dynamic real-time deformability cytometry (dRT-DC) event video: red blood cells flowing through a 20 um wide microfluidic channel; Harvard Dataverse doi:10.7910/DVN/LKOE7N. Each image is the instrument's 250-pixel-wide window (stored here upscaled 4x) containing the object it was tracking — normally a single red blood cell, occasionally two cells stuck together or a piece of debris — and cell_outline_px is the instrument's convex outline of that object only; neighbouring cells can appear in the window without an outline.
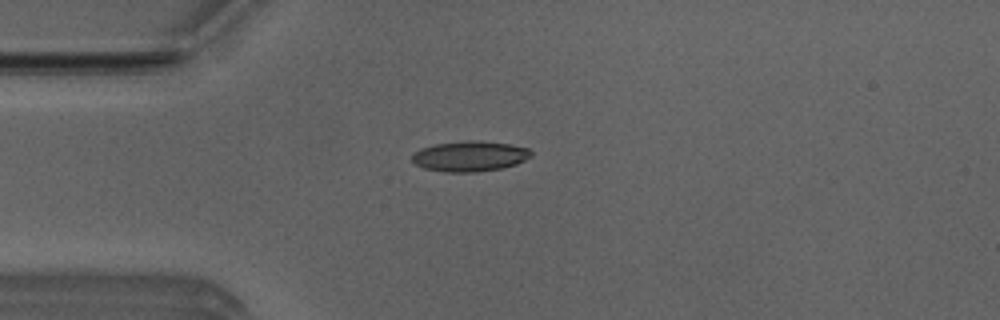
{"species": "Egyptian fruit bat (a non-hibernating species)", "species_latin": "Rousettus aegyptiacus", "temperature_condition": "room temperature", "stored_images_in_passage": 5, "camera_frame_rate_fps": 3000, "um_per_image_px": 0.085, "animal": {"sex": "male"}, "frame": {"image": 1, "passage_image": 5, "time_ms": 1.333, "image_size_px": [1000, 320], "cell_outline_px": [[532, 156], [516, 164], [504, 168], [476, 172], [444, 172], [424, 168], [416, 164], [412, 160], [412, 156], [420, 148], [436, 144], [468, 140], [476, 140], [508, 144], [528, 148], [532, 152]], "centroid_in_image_um": [39.95, 13.28], "position_along_channel_um": 45.1, "area_um2": 21.04}}